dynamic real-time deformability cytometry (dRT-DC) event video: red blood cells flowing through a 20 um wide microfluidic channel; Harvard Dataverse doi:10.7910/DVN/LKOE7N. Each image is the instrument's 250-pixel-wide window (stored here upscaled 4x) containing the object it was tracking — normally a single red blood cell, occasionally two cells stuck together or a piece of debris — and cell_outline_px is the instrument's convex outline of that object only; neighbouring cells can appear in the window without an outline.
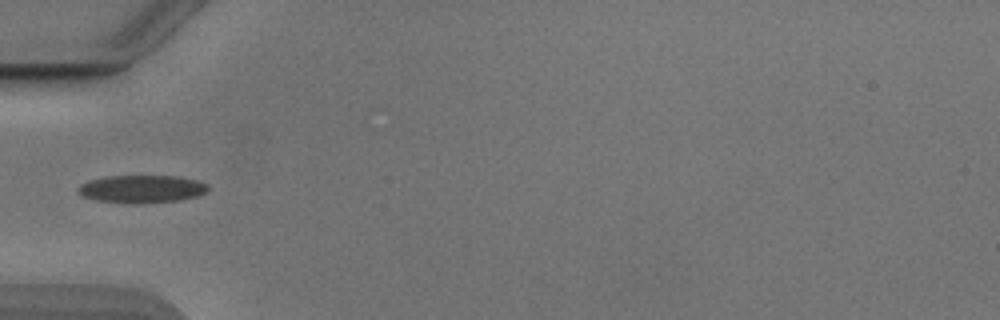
{"species": "Egyptian fruit bat (a non-hibernating species)", "species_latin": "Rousettus aegyptiacus", "temperature_condition": "cold", "stored_images_in_passage": 8, "camera_frame_rate_fps": 3000, "um_per_image_px": 0.085, "animal": {"sex": "male"}, "frame": {"image": 1, "passage_image": 1, "time_ms": 0.0, "image_size_px": [1000, 320], "cell_outline_px": [[208, 192], [196, 196], [180, 200], [144, 204], [128, 204], [96, 200], [84, 196], [76, 192], [76, 188], [80, 184], [88, 180], [108, 176], [176, 176], [196, 180], [208, 184]], "centroid_in_image_um": [12.02, 16.07], "position_along_channel_um": 73.0, "area_um2": 21.33}}
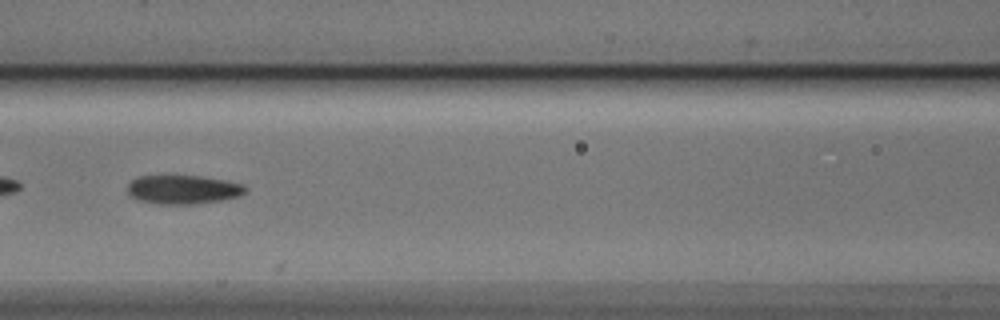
{"frame": {"image": 2, "passage_image": 7, "time_ms": 2.0, "image_size_px": [1000, 320], "cell_outline_px": [[248, 188], [240, 196], [220, 200], [192, 204], [156, 204], [140, 200], [132, 196], [128, 192], [128, 184], [132, 180], [140, 176], [200, 176], [224, 180], [244, 184]], "centroid_in_image_um": [15.58, 16.11], "position_along_channel_um": 151.0, "area_um2": 19.65}}